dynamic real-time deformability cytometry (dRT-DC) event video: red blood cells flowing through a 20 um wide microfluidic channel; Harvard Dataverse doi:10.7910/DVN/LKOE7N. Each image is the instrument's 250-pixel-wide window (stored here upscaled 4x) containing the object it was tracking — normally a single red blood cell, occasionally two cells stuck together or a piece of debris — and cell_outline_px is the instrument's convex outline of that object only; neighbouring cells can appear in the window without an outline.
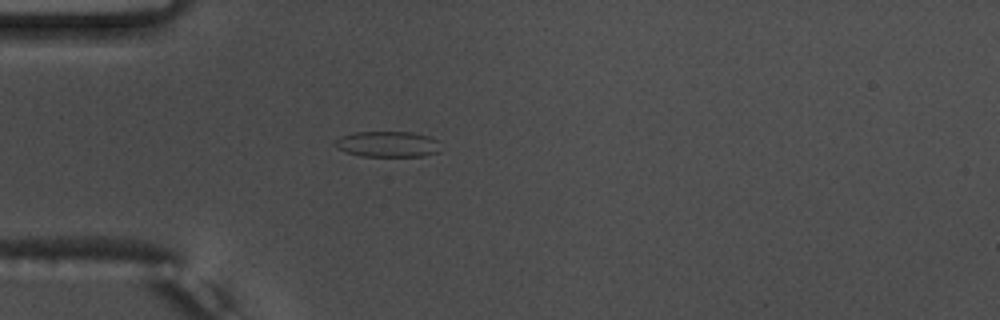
{"species": "common noctule bat (a hibernating species)", "species_latin": "Nyctalus noctula", "temperature_condition": "warm", "stored_images_in_passage": 35, "camera_frame_rate_fps": 3000, "um_per_image_px": 0.085, "animal": {"sex": "male", "body_mass_g": 17.5, "forearm_length_mm": 52.3}, "frame": {"image": 1, "passage_image": 1, "time_ms": 0.0, "image_size_px": [1000, 320], "cell_outline_px": [[440, 152], [424, 156], [360, 156], [344, 152], [336, 148], [332, 144], [340, 136], [352, 132], [412, 132], [428, 136], [436, 140]], "centroid_in_image_um": [32.88, 12.25], "position_along_channel_um": 52.1, "area_um2": 16.01}}
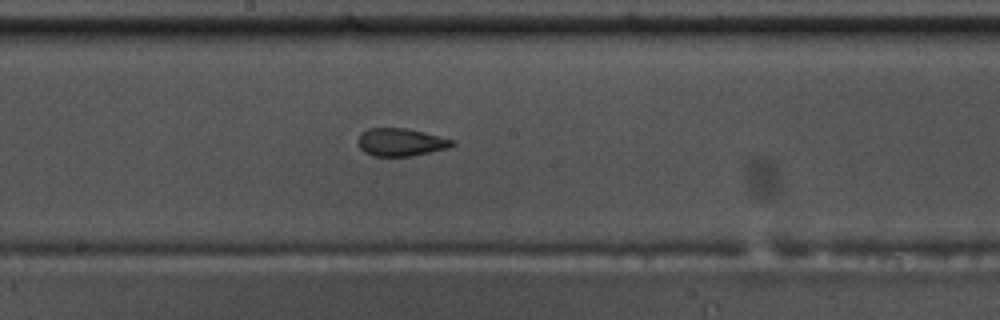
{"frame": {"image": 2, "passage_image": 15, "time_ms": 4.667, "image_size_px": [1000, 320], "cell_outline_px": [[456, 144], [448, 148], [412, 156], [372, 156], [364, 152], [360, 148], [356, 140], [360, 132], [368, 128], [408, 128], [456, 140]], "centroid_in_image_um": [34.05, 12.08], "position_along_channel_um": 214.1, "area_um2": 15.55}}
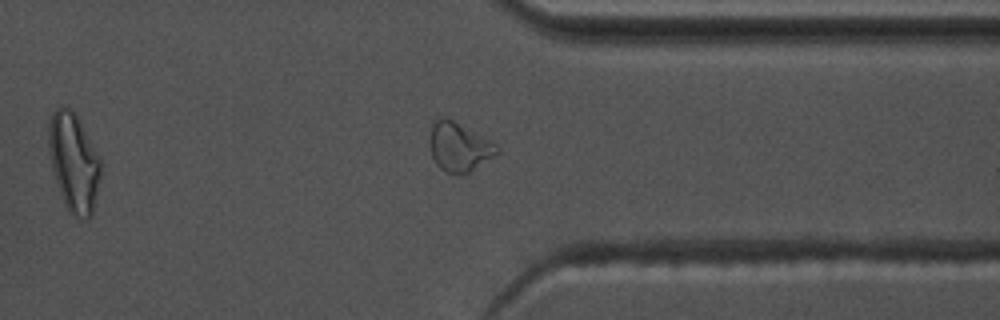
{"frame": {"image": 3, "passage_image": 28, "time_ms": 9.0, "image_size_px": [1000, 320], "cell_outline_px": [[500, 152], [468, 172], [444, 172], [436, 164], [432, 156], [428, 144], [428, 140], [432, 124], [436, 120], [444, 116], [452, 120], [496, 144], [500, 148]], "centroid_in_image_um": [38.97, 12.47], "position_along_channel_um": 372.4, "area_um2": 18.79}, "authors_computed_cell_mechanics": {"area_um2": 15.5482, "velocity_mm_per_s": 3.7047, "shape_relaxation_time_tau1_ms": null, "shape_relaxation_time_tau2_ms": 1.2769, "deformation_change_tau1": null, "deformation_change_tau2": 0.0667}}